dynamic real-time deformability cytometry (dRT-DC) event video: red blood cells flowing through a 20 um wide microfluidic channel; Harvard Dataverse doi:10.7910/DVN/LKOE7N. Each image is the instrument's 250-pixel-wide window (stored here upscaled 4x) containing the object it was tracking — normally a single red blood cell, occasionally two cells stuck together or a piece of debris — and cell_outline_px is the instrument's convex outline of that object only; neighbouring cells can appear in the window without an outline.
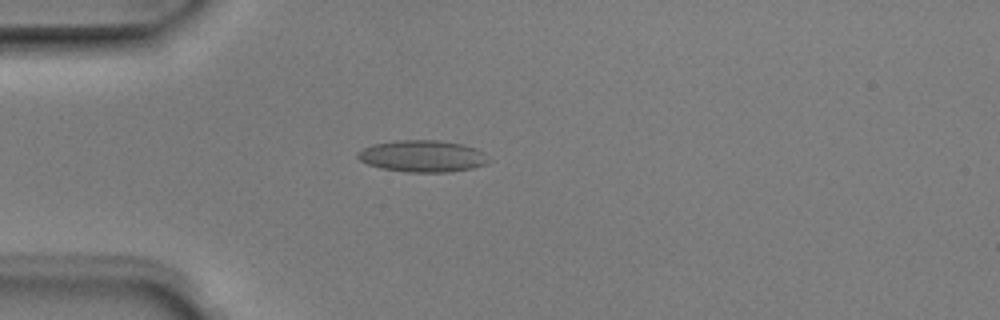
{"species": "Egyptian fruit bat (a non-hibernating species)", "species_latin": "Rousettus aegyptiacus", "temperature_condition": "room temperature", "stored_images_in_passage": 3, "camera_frame_rate_fps": 3000, "um_per_image_px": 0.085, "animal": {"sex": "male"}, "frame": {"image": 1, "passage_image": 3, "time_ms": 0.667, "image_size_px": [1000, 320], "cell_outline_px": [[492, 160], [484, 164], [472, 168], [452, 172], [408, 172], [380, 168], [368, 164], [360, 160], [356, 156], [356, 152], [372, 144], [396, 140], [436, 140], [460, 144], [476, 148], [484, 152]], "centroid_in_image_um": [35.91, 13.27], "position_along_channel_um": 49.1, "area_um2": 24.33}}